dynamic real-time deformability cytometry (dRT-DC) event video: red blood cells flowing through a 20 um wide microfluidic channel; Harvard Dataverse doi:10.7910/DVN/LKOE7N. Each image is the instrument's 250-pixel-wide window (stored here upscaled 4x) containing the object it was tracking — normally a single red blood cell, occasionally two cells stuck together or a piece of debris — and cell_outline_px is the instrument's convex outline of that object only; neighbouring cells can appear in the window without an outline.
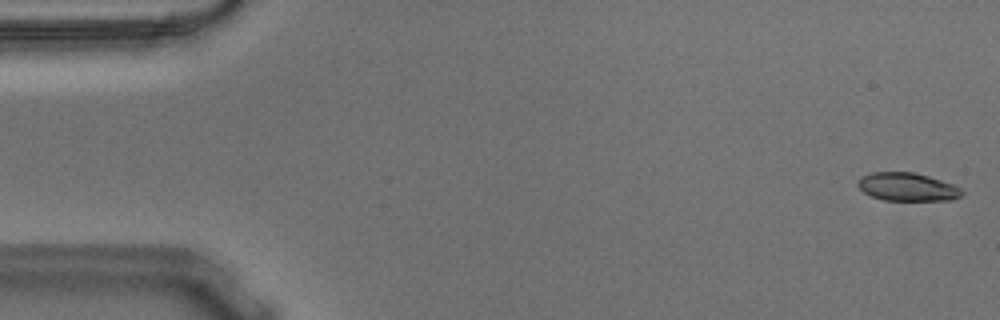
{"species": "Egyptian fruit bat (a non-hibernating species)", "species_latin": "Rousettus aegyptiacus", "temperature_condition": "warm", "stored_images_in_passage": 55, "camera_frame_rate_fps": 3000, "um_per_image_px": 0.085, "animal": {"sex": "male"}, "frame": {"image": 1, "passage_image": 1, "time_ms": 0.0, "image_size_px": [1000, 320], "cell_outline_px": [[964, 192], [960, 196], [952, 200], [884, 200], [872, 196], [864, 192], [856, 184], [864, 176], [872, 172], [912, 172], [928, 176], [952, 184], [960, 188]], "centroid_in_image_um": [77.14, 15.89], "position_along_channel_um": 7.9, "area_um2": 16.82}}
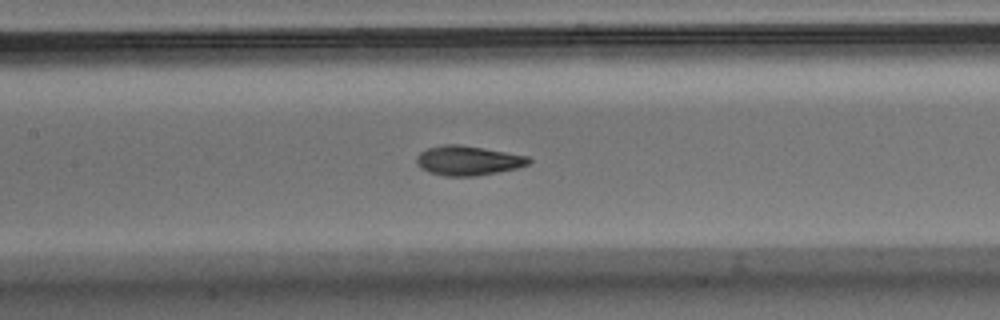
{"frame": {"image": 2, "passage_image": 25, "time_ms": 8.0, "image_size_px": [1000, 320], "cell_outline_px": [[532, 160], [528, 164], [520, 168], [476, 176], [444, 176], [428, 172], [420, 168], [416, 164], [416, 156], [420, 152], [428, 148], [444, 144], [460, 144], [484, 148], [528, 156]], "centroid_in_image_um": [39.77, 13.65], "position_along_channel_um": 167.6, "area_um2": 19.54}}
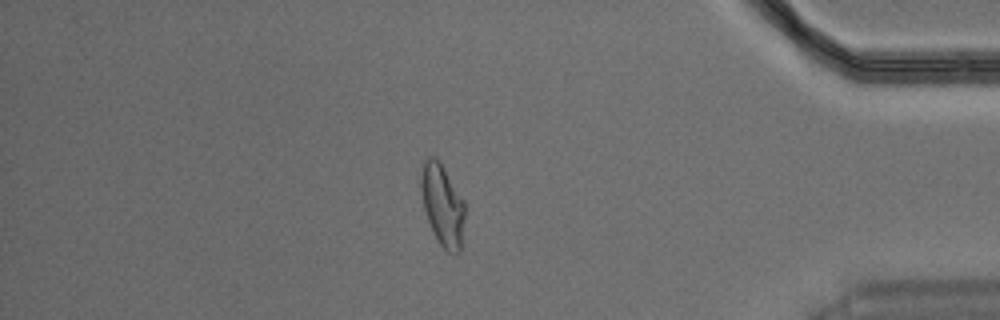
{"frame": {"image": 3, "passage_image": 47, "time_ms": 15.333, "image_size_px": [1000, 320], "cell_outline_px": [[464, 216], [460, 252], [456, 256], [448, 252], [440, 244], [428, 220], [424, 208], [420, 188], [420, 180], [424, 160], [428, 156], [436, 156], [440, 160], [464, 200]], "centroid_in_image_um": [37.61, 17.39], "position_along_channel_um": 397.6, "area_um2": 20.87}, "authors_computed_cell_mechanics": {"area_um2": 19.0162, "velocity_mm_per_s": 3.6242, "shape_relaxation_time_tau1_ms": 4.7484, "shape_relaxation_time_tau2_ms": 1.3557, "deformation_change_tau1": 0.177, "deformation_change_tau2": 0.0725}}